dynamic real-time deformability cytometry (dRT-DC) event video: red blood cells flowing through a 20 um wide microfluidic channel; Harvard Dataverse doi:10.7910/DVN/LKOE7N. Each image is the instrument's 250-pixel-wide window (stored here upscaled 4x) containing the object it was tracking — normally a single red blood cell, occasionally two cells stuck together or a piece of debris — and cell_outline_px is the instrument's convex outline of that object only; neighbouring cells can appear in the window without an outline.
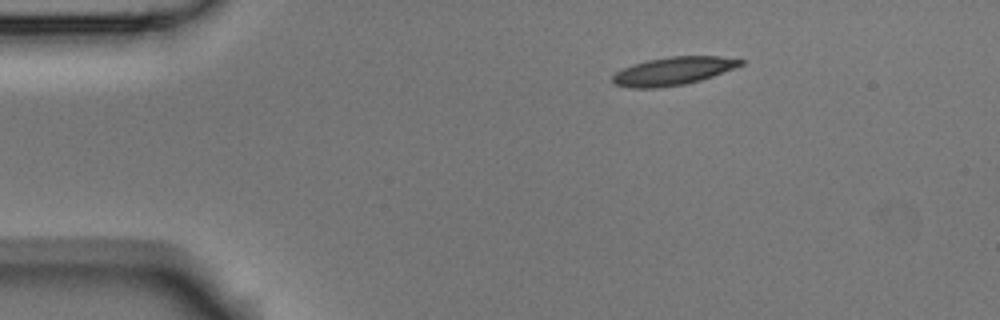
{"species": "Egyptian fruit bat (a non-hibernating species)", "species_latin": "Rousettus aegyptiacus", "temperature_condition": "room temperature", "stored_images_in_passage": 3, "camera_frame_rate_fps": 3000, "um_per_image_px": 0.085, "animal": {"sex": "male"}, "frame": {"image": 1, "passage_image": 1, "time_ms": 0.0, "image_size_px": [1000, 320], "cell_outline_px": [[744, 64], [712, 76], [700, 80], [684, 84], [656, 88], [628, 88], [612, 84], [612, 76], [616, 72], [632, 64], [648, 60], [672, 56], [720, 56], [744, 60]], "centroid_in_image_um": [57.18, 6.04], "position_along_channel_um": 27.8, "area_um2": 20.87}}
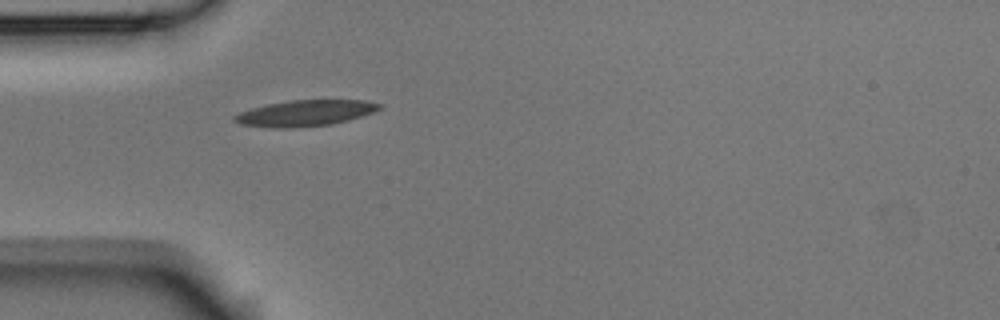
{"frame": {"image": 2, "passage_image": 3, "time_ms": 0.667, "image_size_px": [1000, 320], "cell_outline_px": [[384, 104], [380, 108], [372, 112], [348, 120], [332, 124], [292, 128], [268, 128], [240, 124], [232, 120], [232, 116], [240, 112], [252, 108], [268, 104], [288, 100], [364, 100]], "centroid_in_image_um": [25.9, 9.62], "position_along_channel_um": 59.1, "area_um2": 22.02}}